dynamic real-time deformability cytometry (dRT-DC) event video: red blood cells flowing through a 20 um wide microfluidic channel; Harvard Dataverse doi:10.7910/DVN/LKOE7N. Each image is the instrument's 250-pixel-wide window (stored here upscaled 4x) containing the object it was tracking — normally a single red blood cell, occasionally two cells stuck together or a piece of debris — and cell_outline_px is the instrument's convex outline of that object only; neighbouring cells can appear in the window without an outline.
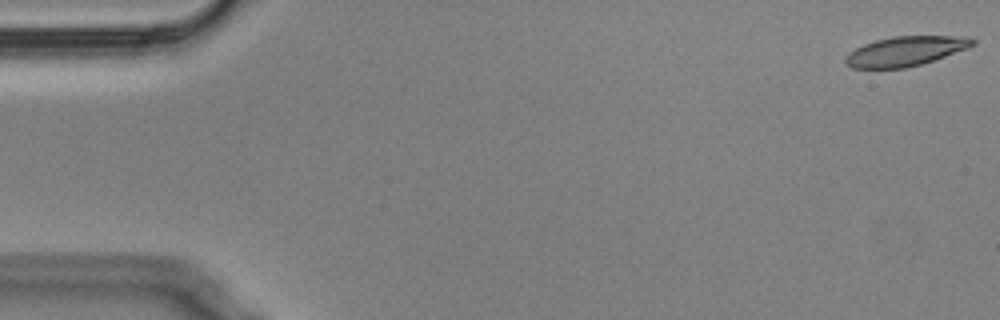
{"species": "Egyptian fruit bat (a non-hibernating species)", "species_latin": "Rousettus aegyptiacus", "temperature_condition": "cold", "stored_images_in_passage": 57, "camera_frame_rate_fps": 3000, "um_per_image_px": 0.085, "animal": {"sex": "male"}, "frame": {"image": 1, "passage_image": 1, "time_ms": 0.0, "image_size_px": [1000, 320], "cell_outline_px": [[976, 44], [968, 48], [920, 64], [904, 68], [852, 68], [844, 64], [844, 56], [848, 52], [864, 44], [876, 40], [892, 36], [968, 36], [976, 40]], "centroid_in_image_um": [76.94, 4.34], "position_along_channel_um": 8.1, "area_um2": 21.96}}
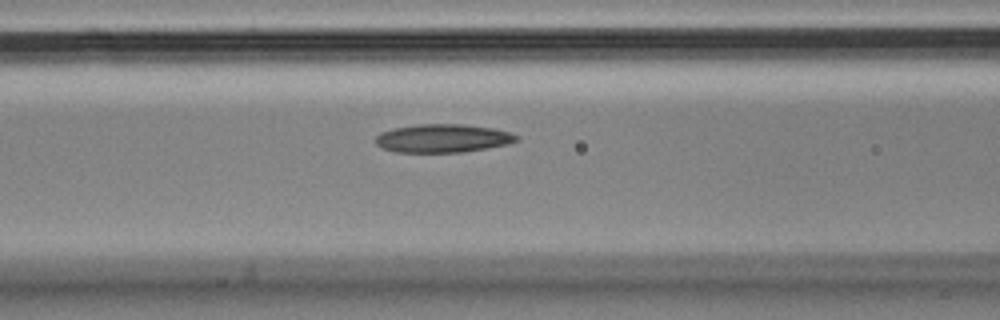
{"frame": {"image": 2, "passage_image": 23, "time_ms": 7.333, "image_size_px": [1000, 320], "cell_outline_px": [[520, 140], [508, 144], [464, 152], [396, 152], [384, 148], [376, 144], [376, 136], [380, 132], [392, 128], [416, 124], [464, 124], [492, 128], [512, 132], [520, 136]], "centroid_in_image_um": [37.67, 11.75], "position_along_channel_um": 128.9, "area_um2": 23.47}}
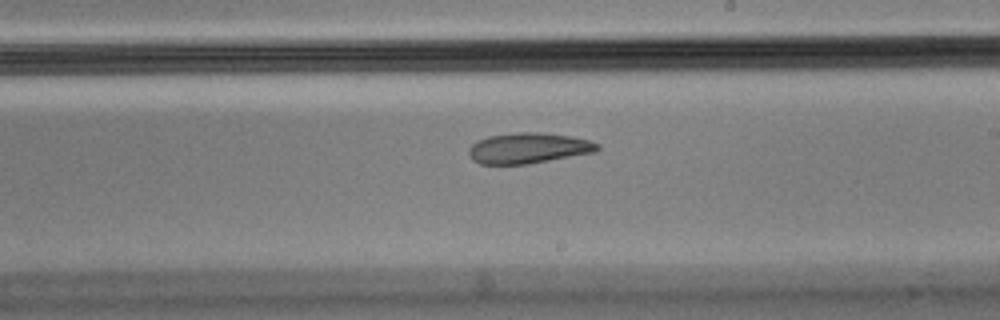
{"frame": {"image": 3, "passage_image": 33, "time_ms": 10.667, "image_size_px": [1000, 320], "cell_outline_px": [[600, 148], [596, 152], [528, 164], [480, 164], [472, 160], [468, 152], [468, 148], [476, 140], [488, 136], [516, 132], [536, 132], [572, 136], [588, 140], [600, 144]], "centroid_in_image_um": [44.9, 12.59], "position_along_channel_um": 244.1, "area_um2": 23.12}, "authors_computed_cell_mechanics": {"area_um2": 23.6402, "velocity_mm_per_s": 3.4572, "shape_relaxation_time_tau1_ms": null, "shape_relaxation_time_tau2_ms": 8.7302, "deformation_change_tau1": null, "deformation_change_tau2": 0.169}}